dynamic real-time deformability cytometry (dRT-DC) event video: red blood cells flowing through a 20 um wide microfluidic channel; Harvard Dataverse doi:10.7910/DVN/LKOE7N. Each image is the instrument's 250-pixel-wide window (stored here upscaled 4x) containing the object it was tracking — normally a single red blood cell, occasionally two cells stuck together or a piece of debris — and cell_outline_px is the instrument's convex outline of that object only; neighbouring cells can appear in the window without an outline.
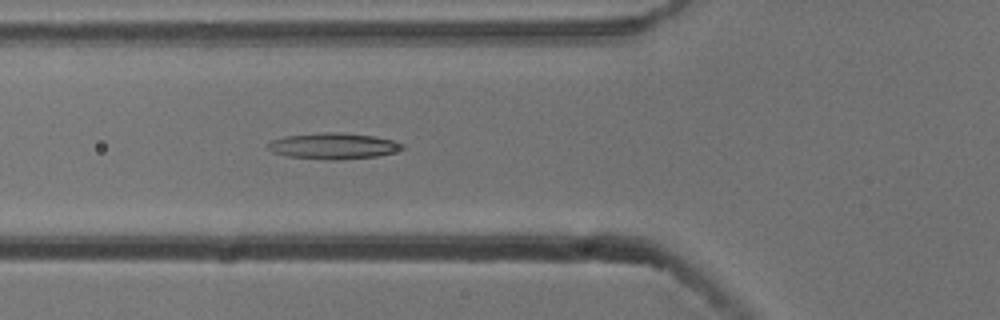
{"species": "common noctule bat (a hibernating species)", "species_latin": "Nyctalus noctula", "temperature_condition": "cold", "stored_images_in_passage": 37, "camera_frame_rate_fps": 3000, "um_per_image_px": 0.085, "animal": {"sex": "male", "body_mass_g": 13.3}, "frame": {"image": 1, "passage_image": 17, "time_ms": 5.333, "image_size_px": [1000, 320], "cell_outline_px": [[404, 148], [392, 152], [376, 156], [340, 160], [328, 160], [284, 156], [272, 152], [268, 148], [268, 144], [272, 140], [284, 136], [324, 132], [344, 132], [372, 136], [392, 140], [404, 144]], "centroid_in_image_um": [28.3, 12.41], "position_along_channel_um": 97.5, "area_um2": 20.46}}
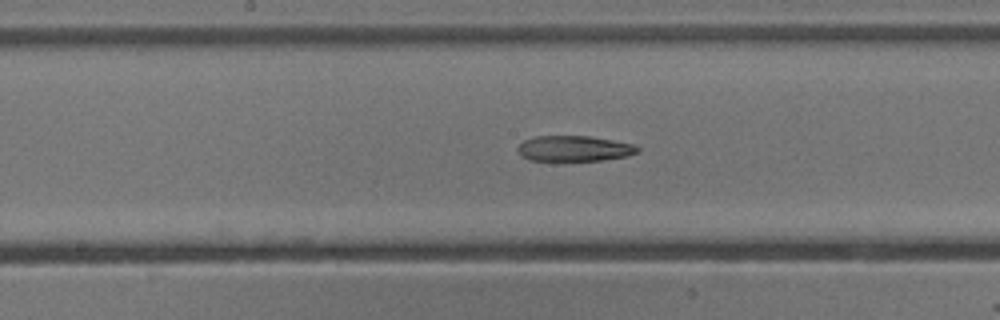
{"frame": {"image": 2, "passage_image": 25, "time_ms": 8.0, "image_size_px": [1000, 320], "cell_outline_px": [[640, 152], [628, 156], [604, 160], [528, 160], [516, 148], [524, 140], [536, 136], [588, 136], [612, 140], [632, 144], [640, 148]], "centroid_in_image_um": [48.84, 12.62], "position_along_channel_um": 199.4, "area_um2": 17.69}}
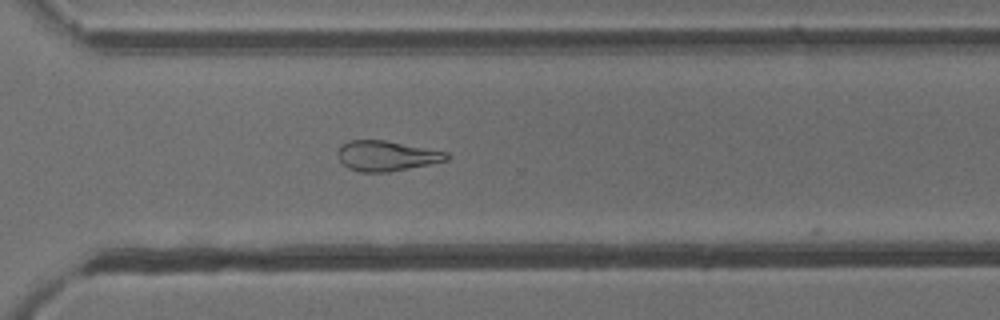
{"frame": {"image": 3, "passage_image": 36, "time_ms": 11.667, "image_size_px": [1000, 320], "cell_outline_px": [[452, 156], [448, 160], [388, 172], [360, 172], [348, 168], [336, 156], [336, 152], [340, 144], [348, 140], [384, 140], [448, 152]], "centroid_in_image_um": [32.82, 13.24], "position_along_channel_um": 337.8, "area_um2": 19.25}}